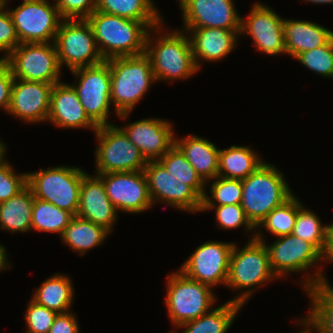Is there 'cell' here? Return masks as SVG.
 <instances>
[{"label":"cell","mask_w":333,"mask_h":333,"mask_svg":"<svg viewBox=\"0 0 333 333\" xmlns=\"http://www.w3.org/2000/svg\"><path fill=\"white\" fill-rule=\"evenodd\" d=\"M167 31L160 24L150 29L146 38L145 54L150 58L156 82L185 80L194 76L199 70L194 62L188 34L178 29ZM154 32L159 37L155 40Z\"/></svg>","instance_id":"1"},{"label":"cell","mask_w":333,"mask_h":333,"mask_svg":"<svg viewBox=\"0 0 333 333\" xmlns=\"http://www.w3.org/2000/svg\"><path fill=\"white\" fill-rule=\"evenodd\" d=\"M106 61L111 72L110 100L116 116L125 120L156 82L151 61L145 53Z\"/></svg>","instance_id":"2"},{"label":"cell","mask_w":333,"mask_h":333,"mask_svg":"<svg viewBox=\"0 0 333 333\" xmlns=\"http://www.w3.org/2000/svg\"><path fill=\"white\" fill-rule=\"evenodd\" d=\"M259 231L262 230H255V239L266 244L270 266L277 278H285V275L287 276L293 272L295 274L303 271L307 272L315 266L312 275L308 273L307 277L305 274L303 276V278H306L301 281L303 291L329 283L324 276L325 273L321 270L322 268H316L318 262L323 260L324 263V256L311 243L291 233L276 237L275 242L268 245Z\"/></svg>","instance_id":"3"},{"label":"cell","mask_w":333,"mask_h":333,"mask_svg":"<svg viewBox=\"0 0 333 333\" xmlns=\"http://www.w3.org/2000/svg\"><path fill=\"white\" fill-rule=\"evenodd\" d=\"M102 58L137 56L145 53L149 28L140 21L94 11L87 19Z\"/></svg>","instance_id":"4"},{"label":"cell","mask_w":333,"mask_h":333,"mask_svg":"<svg viewBox=\"0 0 333 333\" xmlns=\"http://www.w3.org/2000/svg\"><path fill=\"white\" fill-rule=\"evenodd\" d=\"M249 239L241 250L234 242L226 282L227 287L233 291L241 290L238 296L230 299L241 305L247 303L256 287L259 289L269 281L277 279L270 266L266 244L256 240L255 233Z\"/></svg>","instance_id":"5"},{"label":"cell","mask_w":333,"mask_h":333,"mask_svg":"<svg viewBox=\"0 0 333 333\" xmlns=\"http://www.w3.org/2000/svg\"><path fill=\"white\" fill-rule=\"evenodd\" d=\"M283 176L276 165L264 161L253 173L241 180V207L255 227L274 208L281 206L294 195Z\"/></svg>","instance_id":"6"},{"label":"cell","mask_w":333,"mask_h":333,"mask_svg":"<svg viewBox=\"0 0 333 333\" xmlns=\"http://www.w3.org/2000/svg\"><path fill=\"white\" fill-rule=\"evenodd\" d=\"M27 173V186L35 198L77 215L80 188L87 173L75 166H55Z\"/></svg>","instance_id":"7"},{"label":"cell","mask_w":333,"mask_h":333,"mask_svg":"<svg viewBox=\"0 0 333 333\" xmlns=\"http://www.w3.org/2000/svg\"><path fill=\"white\" fill-rule=\"evenodd\" d=\"M165 305L177 327L210 312L216 302L213 288L190 279L182 271L167 275Z\"/></svg>","instance_id":"8"},{"label":"cell","mask_w":333,"mask_h":333,"mask_svg":"<svg viewBox=\"0 0 333 333\" xmlns=\"http://www.w3.org/2000/svg\"><path fill=\"white\" fill-rule=\"evenodd\" d=\"M95 135L96 174L144 170L147 162L118 125L99 126Z\"/></svg>","instance_id":"9"},{"label":"cell","mask_w":333,"mask_h":333,"mask_svg":"<svg viewBox=\"0 0 333 333\" xmlns=\"http://www.w3.org/2000/svg\"><path fill=\"white\" fill-rule=\"evenodd\" d=\"M59 64L70 71L104 61L86 19H63L54 41Z\"/></svg>","instance_id":"10"},{"label":"cell","mask_w":333,"mask_h":333,"mask_svg":"<svg viewBox=\"0 0 333 333\" xmlns=\"http://www.w3.org/2000/svg\"><path fill=\"white\" fill-rule=\"evenodd\" d=\"M4 61L16 79L53 85L61 81L62 68L54 42L21 43Z\"/></svg>","instance_id":"11"},{"label":"cell","mask_w":333,"mask_h":333,"mask_svg":"<svg viewBox=\"0 0 333 333\" xmlns=\"http://www.w3.org/2000/svg\"><path fill=\"white\" fill-rule=\"evenodd\" d=\"M79 80L72 84L86 114L99 127L113 124L108 120L111 108V72L107 61L74 69ZM78 82V84H77ZM110 121V122H109Z\"/></svg>","instance_id":"12"},{"label":"cell","mask_w":333,"mask_h":333,"mask_svg":"<svg viewBox=\"0 0 333 333\" xmlns=\"http://www.w3.org/2000/svg\"><path fill=\"white\" fill-rule=\"evenodd\" d=\"M7 9L12 17L16 34L21 43L54 42L63 20L55 2L23 0L14 10Z\"/></svg>","instance_id":"13"},{"label":"cell","mask_w":333,"mask_h":333,"mask_svg":"<svg viewBox=\"0 0 333 333\" xmlns=\"http://www.w3.org/2000/svg\"><path fill=\"white\" fill-rule=\"evenodd\" d=\"M233 242L207 241L179 268L187 277L210 287L226 285Z\"/></svg>","instance_id":"14"},{"label":"cell","mask_w":333,"mask_h":333,"mask_svg":"<svg viewBox=\"0 0 333 333\" xmlns=\"http://www.w3.org/2000/svg\"><path fill=\"white\" fill-rule=\"evenodd\" d=\"M97 175L117 212L144 213L153 206L143 170Z\"/></svg>","instance_id":"15"},{"label":"cell","mask_w":333,"mask_h":333,"mask_svg":"<svg viewBox=\"0 0 333 333\" xmlns=\"http://www.w3.org/2000/svg\"><path fill=\"white\" fill-rule=\"evenodd\" d=\"M153 204L166 203L181 211L197 213L202 209V198L188 185L167 172L159 161H149L144 168Z\"/></svg>","instance_id":"16"},{"label":"cell","mask_w":333,"mask_h":333,"mask_svg":"<svg viewBox=\"0 0 333 333\" xmlns=\"http://www.w3.org/2000/svg\"><path fill=\"white\" fill-rule=\"evenodd\" d=\"M244 19L241 18L240 36L249 35L259 52L269 56L286 54L282 31L284 18L275 10L257 2Z\"/></svg>","instance_id":"17"},{"label":"cell","mask_w":333,"mask_h":333,"mask_svg":"<svg viewBox=\"0 0 333 333\" xmlns=\"http://www.w3.org/2000/svg\"><path fill=\"white\" fill-rule=\"evenodd\" d=\"M183 28L240 30L241 16L234 0H178Z\"/></svg>","instance_id":"18"},{"label":"cell","mask_w":333,"mask_h":333,"mask_svg":"<svg viewBox=\"0 0 333 333\" xmlns=\"http://www.w3.org/2000/svg\"><path fill=\"white\" fill-rule=\"evenodd\" d=\"M119 127L146 162L158 161L175 145L173 124L165 119L144 118Z\"/></svg>","instance_id":"19"},{"label":"cell","mask_w":333,"mask_h":333,"mask_svg":"<svg viewBox=\"0 0 333 333\" xmlns=\"http://www.w3.org/2000/svg\"><path fill=\"white\" fill-rule=\"evenodd\" d=\"M53 84L14 78L8 114L25 123L47 121Z\"/></svg>","instance_id":"20"},{"label":"cell","mask_w":333,"mask_h":333,"mask_svg":"<svg viewBox=\"0 0 333 333\" xmlns=\"http://www.w3.org/2000/svg\"><path fill=\"white\" fill-rule=\"evenodd\" d=\"M47 121L65 129L87 128L92 129L94 133L98 129L86 114L72 85L62 81L52 87Z\"/></svg>","instance_id":"21"},{"label":"cell","mask_w":333,"mask_h":333,"mask_svg":"<svg viewBox=\"0 0 333 333\" xmlns=\"http://www.w3.org/2000/svg\"><path fill=\"white\" fill-rule=\"evenodd\" d=\"M117 210L108 198L102 179L85 174L82 179L79 197L78 217L103 226L112 233L117 221Z\"/></svg>","instance_id":"22"},{"label":"cell","mask_w":333,"mask_h":333,"mask_svg":"<svg viewBox=\"0 0 333 333\" xmlns=\"http://www.w3.org/2000/svg\"><path fill=\"white\" fill-rule=\"evenodd\" d=\"M192 47L193 58L198 70L202 62H216L229 55L237 45L240 30L221 28H183Z\"/></svg>","instance_id":"23"},{"label":"cell","mask_w":333,"mask_h":333,"mask_svg":"<svg viewBox=\"0 0 333 333\" xmlns=\"http://www.w3.org/2000/svg\"><path fill=\"white\" fill-rule=\"evenodd\" d=\"M282 31L286 54L294 59L304 51L326 45L333 38V31L306 20L284 19Z\"/></svg>","instance_id":"24"},{"label":"cell","mask_w":333,"mask_h":333,"mask_svg":"<svg viewBox=\"0 0 333 333\" xmlns=\"http://www.w3.org/2000/svg\"><path fill=\"white\" fill-rule=\"evenodd\" d=\"M175 145L206 184L218 176L220 149L210 140L189 134L182 139L175 137Z\"/></svg>","instance_id":"25"},{"label":"cell","mask_w":333,"mask_h":333,"mask_svg":"<svg viewBox=\"0 0 333 333\" xmlns=\"http://www.w3.org/2000/svg\"><path fill=\"white\" fill-rule=\"evenodd\" d=\"M153 0H97L96 11L143 22L149 29L164 23Z\"/></svg>","instance_id":"26"},{"label":"cell","mask_w":333,"mask_h":333,"mask_svg":"<svg viewBox=\"0 0 333 333\" xmlns=\"http://www.w3.org/2000/svg\"><path fill=\"white\" fill-rule=\"evenodd\" d=\"M34 291L31 299L56 313L69 312L72 307L75 290L68 275L55 273Z\"/></svg>","instance_id":"27"},{"label":"cell","mask_w":333,"mask_h":333,"mask_svg":"<svg viewBox=\"0 0 333 333\" xmlns=\"http://www.w3.org/2000/svg\"><path fill=\"white\" fill-rule=\"evenodd\" d=\"M34 198L31 189L26 186L17 195L0 203V229L13 234L29 232Z\"/></svg>","instance_id":"28"},{"label":"cell","mask_w":333,"mask_h":333,"mask_svg":"<svg viewBox=\"0 0 333 333\" xmlns=\"http://www.w3.org/2000/svg\"><path fill=\"white\" fill-rule=\"evenodd\" d=\"M253 150L252 147L240 145L220 149L218 176L228 179H245L264 162Z\"/></svg>","instance_id":"29"},{"label":"cell","mask_w":333,"mask_h":333,"mask_svg":"<svg viewBox=\"0 0 333 333\" xmlns=\"http://www.w3.org/2000/svg\"><path fill=\"white\" fill-rule=\"evenodd\" d=\"M109 234L103 226L74 216L60 238L72 251L83 256L104 243Z\"/></svg>","instance_id":"30"},{"label":"cell","mask_w":333,"mask_h":333,"mask_svg":"<svg viewBox=\"0 0 333 333\" xmlns=\"http://www.w3.org/2000/svg\"><path fill=\"white\" fill-rule=\"evenodd\" d=\"M242 307L244 306L228 300L197 319L183 323L178 328H183L182 333H227Z\"/></svg>","instance_id":"31"},{"label":"cell","mask_w":333,"mask_h":333,"mask_svg":"<svg viewBox=\"0 0 333 333\" xmlns=\"http://www.w3.org/2000/svg\"><path fill=\"white\" fill-rule=\"evenodd\" d=\"M330 284L304 291L311 301L308 316H305L320 333H333V287Z\"/></svg>","instance_id":"32"},{"label":"cell","mask_w":333,"mask_h":333,"mask_svg":"<svg viewBox=\"0 0 333 333\" xmlns=\"http://www.w3.org/2000/svg\"><path fill=\"white\" fill-rule=\"evenodd\" d=\"M305 207L299 200V211L292 234L308 241L325 256L328 246L329 225H322L317 214Z\"/></svg>","instance_id":"33"},{"label":"cell","mask_w":333,"mask_h":333,"mask_svg":"<svg viewBox=\"0 0 333 333\" xmlns=\"http://www.w3.org/2000/svg\"><path fill=\"white\" fill-rule=\"evenodd\" d=\"M74 215L52 203L34 198L31 230L58 233L61 237Z\"/></svg>","instance_id":"34"},{"label":"cell","mask_w":333,"mask_h":333,"mask_svg":"<svg viewBox=\"0 0 333 333\" xmlns=\"http://www.w3.org/2000/svg\"><path fill=\"white\" fill-rule=\"evenodd\" d=\"M174 178L190 186L202 199L208 185L197 174L181 150L174 145L158 160Z\"/></svg>","instance_id":"35"},{"label":"cell","mask_w":333,"mask_h":333,"mask_svg":"<svg viewBox=\"0 0 333 333\" xmlns=\"http://www.w3.org/2000/svg\"><path fill=\"white\" fill-rule=\"evenodd\" d=\"M299 211V200L295 194L281 206L274 208L256 227L258 230H267L275 237L288 235L293 232L297 212Z\"/></svg>","instance_id":"36"},{"label":"cell","mask_w":333,"mask_h":333,"mask_svg":"<svg viewBox=\"0 0 333 333\" xmlns=\"http://www.w3.org/2000/svg\"><path fill=\"white\" fill-rule=\"evenodd\" d=\"M208 196L206 192L202 199V206H221L241 204L243 189L239 179H228L217 176L213 179Z\"/></svg>","instance_id":"37"},{"label":"cell","mask_w":333,"mask_h":333,"mask_svg":"<svg viewBox=\"0 0 333 333\" xmlns=\"http://www.w3.org/2000/svg\"><path fill=\"white\" fill-rule=\"evenodd\" d=\"M295 59L317 75L333 79V38L324 46L300 53Z\"/></svg>","instance_id":"38"},{"label":"cell","mask_w":333,"mask_h":333,"mask_svg":"<svg viewBox=\"0 0 333 333\" xmlns=\"http://www.w3.org/2000/svg\"><path fill=\"white\" fill-rule=\"evenodd\" d=\"M215 209L216 225L220 229H236L243 226L248 233L254 232L256 227L247 218L241 204L221 205V206H202L201 211Z\"/></svg>","instance_id":"39"},{"label":"cell","mask_w":333,"mask_h":333,"mask_svg":"<svg viewBox=\"0 0 333 333\" xmlns=\"http://www.w3.org/2000/svg\"><path fill=\"white\" fill-rule=\"evenodd\" d=\"M57 314L55 311L37 304L30 298L24 314L27 327L26 333H49Z\"/></svg>","instance_id":"40"},{"label":"cell","mask_w":333,"mask_h":333,"mask_svg":"<svg viewBox=\"0 0 333 333\" xmlns=\"http://www.w3.org/2000/svg\"><path fill=\"white\" fill-rule=\"evenodd\" d=\"M7 160L0 163V203L17 195L27 186V173L15 174Z\"/></svg>","instance_id":"41"},{"label":"cell","mask_w":333,"mask_h":333,"mask_svg":"<svg viewBox=\"0 0 333 333\" xmlns=\"http://www.w3.org/2000/svg\"><path fill=\"white\" fill-rule=\"evenodd\" d=\"M10 0H0V52L4 60L19 44L12 17L7 9Z\"/></svg>","instance_id":"42"},{"label":"cell","mask_w":333,"mask_h":333,"mask_svg":"<svg viewBox=\"0 0 333 333\" xmlns=\"http://www.w3.org/2000/svg\"><path fill=\"white\" fill-rule=\"evenodd\" d=\"M97 0H56L63 19H87L96 9Z\"/></svg>","instance_id":"43"},{"label":"cell","mask_w":333,"mask_h":333,"mask_svg":"<svg viewBox=\"0 0 333 333\" xmlns=\"http://www.w3.org/2000/svg\"><path fill=\"white\" fill-rule=\"evenodd\" d=\"M14 81L9 65L3 60L0 63V109L8 113L11 102V89Z\"/></svg>","instance_id":"44"},{"label":"cell","mask_w":333,"mask_h":333,"mask_svg":"<svg viewBox=\"0 0 333 333\" xmlns=\"http://www.w3.org/2000/svg\"><path fill=\"white\" fill-rule=\"evenodd\" d=\"M74 312L58 313L49 333H79V322Z\"/></svg>","instance_id":"45"},{"label":"cell","mask_w":333,"mask_h":333,"mask_svg":"<svg viewBox=\"0 0 333 333\" xmlns=\"http://www.w3.org/2000/svg\"><path fill=\"white\" fill-rule=\"evenodd\" d=\"M329 225V231H328V246H327V252L324 256V261L326 263H333V222Z\"/></svg>","instance_id":"46"},{"label":"cell","mask_w":333,"mask_h":333,"mask_svg":"<svg viewBox=\"0 0 333 333\" xmlns=\"http://www.w3.org/2000/svg\"><path fill=\"white\" fill-rule=\"evenodd\" d=\"M297 322L300 326H303L304 328L301 330V332L299 331L296 333H320L319 330L307 318L302 317L301 320Z\"/></svg>","instance_id":"47"},{"label":"cell","mask_w":333,"mask_h":333,"mask_svg":"<svg viewBox=\"0 0 333 333\" xmlns=\"http://www.w3.org/2000/svg\"><path fill=\"white\" fill-rule=\"evenodd\" d=\"M5 246L0 244V271L11 268V263L8 261Z\"/></svg>","instance_id":"48"},{"label":"cell","mask_w":333,"mask_h":333,"mask_svg":"<svg viewBox=\"0 0 333 333\" xmlns=\"http://www.w3.org/2000/svg\"><path fill=\"white\" fill-rule=\"evenodd\" d=\"M6 144L3 143V141L0 138V163L5 160V152H7Z\"/></svg>","instance_id":"49"},{"label":"cell","mask_w":333,"mask_h":333,"mask_svg":"<svg viewBox=\"0 0 333 333\" xmlns=\"http://www.w3.org/2000/svg\"><path fill=\"white\" fill-rule=\"evenodd\" d=\"M313 4H333V0H303Z\"/></svg>","instance_id":"50"},{"label":"cell","mask_w":333,"mask_h":333,"mask_svg":"<svg viewBox=\"0 0 333 333\" xmlns=\"http://www.w3.org/2000/svg\"><path fill=\"white\" fill-rule=\"evenodd\" d=\"M169 333H177V332H176V330L175 331L173 330V331H170Z\"/></svg>","instance_id":"51"}]
</instances>
